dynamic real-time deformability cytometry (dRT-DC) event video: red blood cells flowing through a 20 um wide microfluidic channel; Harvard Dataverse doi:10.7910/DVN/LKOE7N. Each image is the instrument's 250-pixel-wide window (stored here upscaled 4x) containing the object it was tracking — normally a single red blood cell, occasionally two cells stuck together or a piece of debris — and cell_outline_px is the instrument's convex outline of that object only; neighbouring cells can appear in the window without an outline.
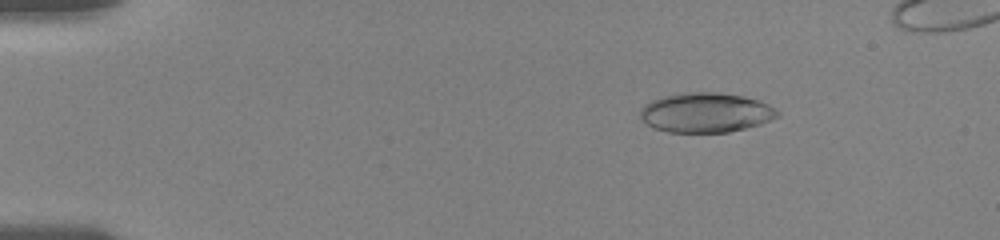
{"species": "human", "species_latin": "Homo sapiens", "temperature_condition": "room temperature", "stored_images_in_passage": 18, "camera_frame_rate_fps": 3000, "um_per_image_px": 0.085, "donor": {"sex": "female"}, "frame": {"image": 1, "passage_image": 4, "time_ms": 2.333, "image_size_px": [1000, 240], "cell_outline_px": [[780, 116], [760, 124], [728, 132], [668, 132], [656, 128], [648, 124], [640, 116], [640, 108], [644, 104], [660, 96], [684, 92], [716, 92], [744, 96], [768, 104], [776, 108], [780, 112]], "centroid_in_image_um": [60.0, 9.56], "position_along_channel_um": 25.0, "area_um2": 31.79}}
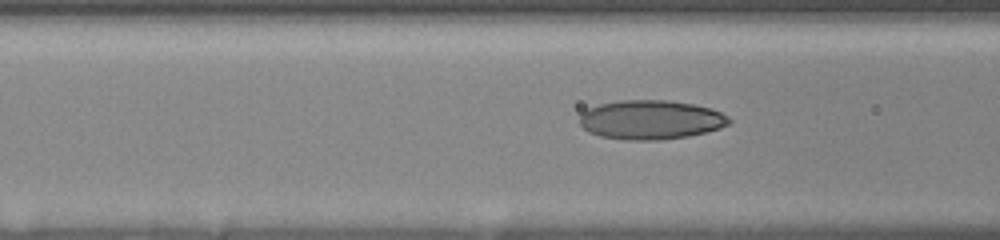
{"frame": {"image": 2, "passage_image": 13, "time_ms": 7.0, "image_size_px": [1000, 240], "cell_outline_px": [[732, 120], [728, 124], [720, 128], [688, 136], [660, 140], [628, 140], [600, 136], [588, 132], [580, 124], [580, 112], [588, 108], [600, 104], [620, 100], [668, 100], [692, 104], [712, 108], [728, 116]], "centroid_in_image_um": [55.3, 10.18], "position_along_channel_um": 111.3, "area_um2": 34.22}}
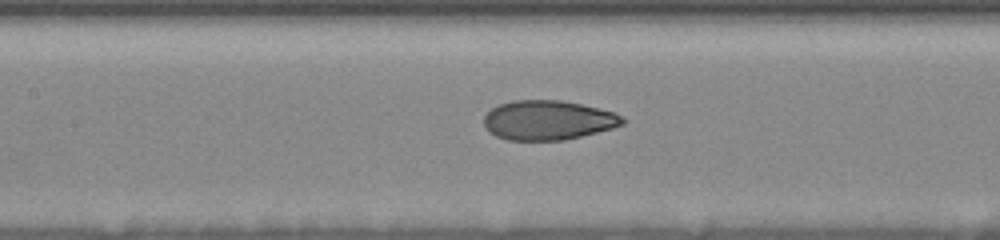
{"frame": {"image": 3, "passage_image": 17, "time_ms": 8.333, "image_size_px": [1000, 240], "cell_outline_px": [[628, 120], [624, 124], [612, 128], [564, 140], [508, 140], [496, 136], [488, 132], [484, 128], [484, 116], [492, 108], [500, 104], [512, 100], [560, 100], [580, 104], [616, 112]], "centroid_in_image_um": [46.58, 10.21], "position_along_channel_um": 160.8, "area_um2": 32.02}}